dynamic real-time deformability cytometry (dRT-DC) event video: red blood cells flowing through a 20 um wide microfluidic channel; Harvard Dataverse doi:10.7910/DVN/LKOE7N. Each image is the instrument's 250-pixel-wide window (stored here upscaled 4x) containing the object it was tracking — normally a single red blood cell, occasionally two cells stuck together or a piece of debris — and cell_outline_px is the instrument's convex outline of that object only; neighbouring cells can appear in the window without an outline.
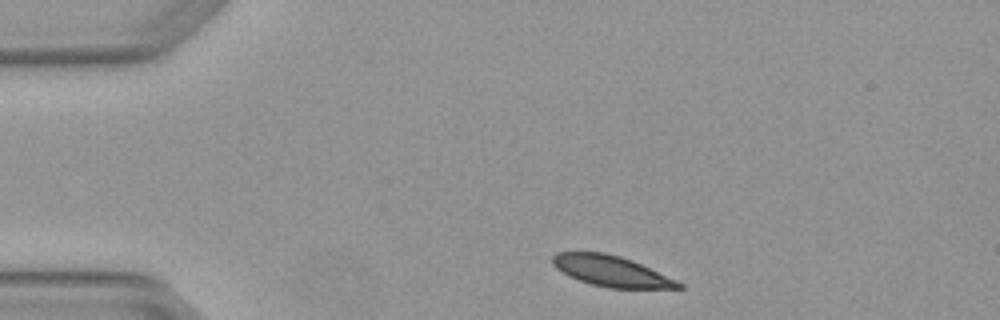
{"species": "Egyptian fruit bat (a non-hibernating species)", "species_latin": "Rousettus aegyptiacus", "temperature_condition": "warm", "stored_images_in_passage": 3, "camera_frame_rate_fps": 3000, "um_per_image_px": 0.085, "animal": {"sex": "female"}, "frame": {"image": 1, "passage_image": 1, "time_ms": 0.0, "image_size_px": [1000, 320], "cell_outline_px": [[684, 288], [608, 288], [592, 284], [568, 276], [556, 268], [552, 264], [552, 256], [556, 252], [604, 252], [620, 256], [632, 260], [676, 280], [684, 284]], "centroid_in_image_um": [51.93, 23.04], "position_along_channel_um": 33.1, "area_um2": 22.43}}
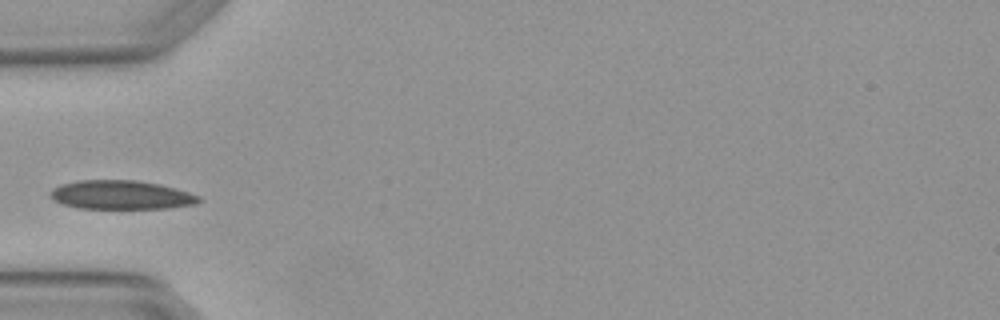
{"frame": {"image": 2, "passage_image": 3, "time_ms": 0.667, "image_size_px": [1000, 320], "cell_outline_px": [[204, 200], [196, 204], [168, 208], [76, 208], [52, 200], [48, 196], [48, 192], [52, 188], [60, 184], [76, 180], [136, 180], [160, 184], [176, 188], [200, 196]], "centroid_in_image_um": [10.27, 16.56], "position_along_channel_um": 74.7, "area_um2": 25.32}}